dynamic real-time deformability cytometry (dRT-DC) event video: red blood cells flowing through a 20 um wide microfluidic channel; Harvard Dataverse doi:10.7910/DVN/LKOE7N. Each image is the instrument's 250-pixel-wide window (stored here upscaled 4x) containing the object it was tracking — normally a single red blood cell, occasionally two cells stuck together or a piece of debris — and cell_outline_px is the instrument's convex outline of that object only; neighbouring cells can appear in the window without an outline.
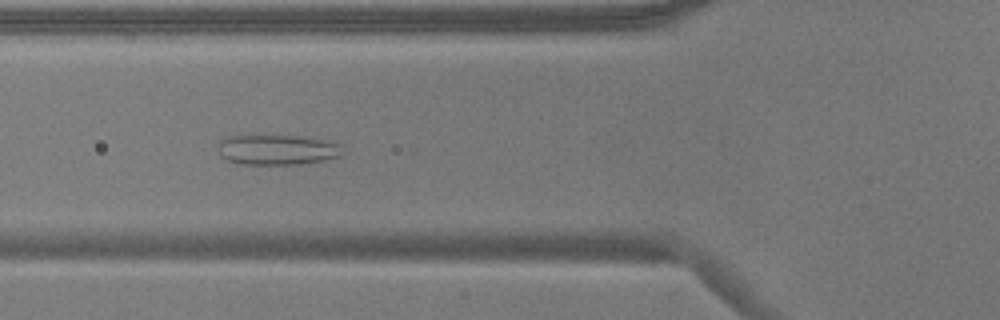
{"species": "common noctule bat (a hibernating species)", "species_latin": "Nyctalus noctula", "temperature_condition": "warm", "stored_images_in_passage": 55, "camera_frame_rate_fps": 3000, "um_per_image_px": 0.085, "animal": {"sex": "male", "body_mass_g": 17.9}, "frame": {"image": 1, "passage_image": 20, "time_ms": 6.333, "image_size_px": [1000, 320], "cell_outline_px": [[340, 156], [324, 160], [300, 164], [240, 164], [228, 160], [220, 156], [220, 140], [228, 136], [312, 136], [332, 140], [340, 144]], "centroid_in_image_um": [23.62, 12.72], "position_along_channel_um": 102.2, "area_um2": 21.96}}
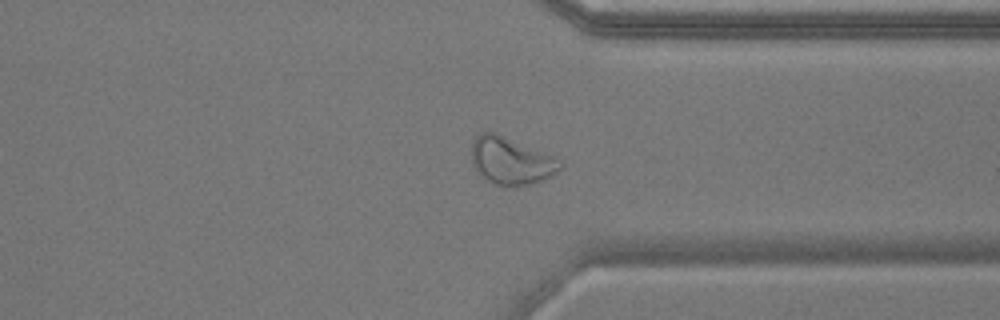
{"frame": {"image": 2, "passage_image": 42, "time_ms": 13.667, "image_size_px": [1000, 320], "cell_outline_px": [[564, 168], [552, 176], [532, 184], [496, 184], [488, 180], [472, 164], [472, 140], [480, 132], [496, 132], [564, 160]], "centroid_in_image_um": [43.51, 13.63], "position_along_channel_um": 367.9, "area_um2": 24.33}}
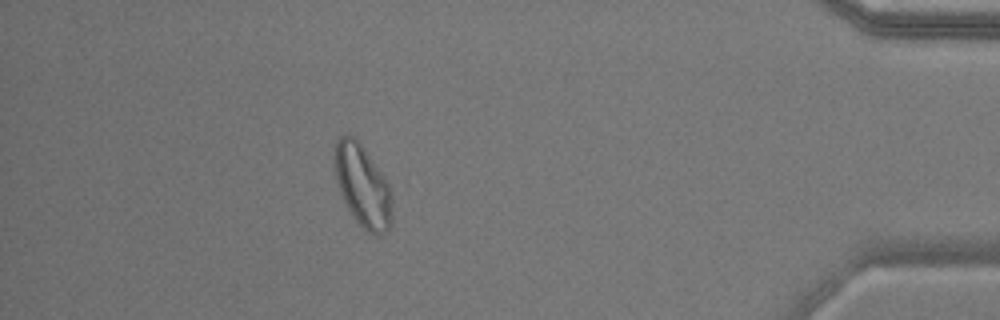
{"frame": {"image": 3, "passage_image": 49, "time_ms": 16.0, "image_size_px": [1000, 320], "cell_outline_px": [[392, 224], [384, 232], [376, 236], [372, 236], [352, 216], [340, 192], [336, 180], [336, 140], [344, 132], [348, 132], [364, 148], [384, 176], [388, 184], [392, 200]], "centroid_in_image_um": [30.84, 15.82], "position_along_channel_um": 404.4, "area_um2": 27.22}}